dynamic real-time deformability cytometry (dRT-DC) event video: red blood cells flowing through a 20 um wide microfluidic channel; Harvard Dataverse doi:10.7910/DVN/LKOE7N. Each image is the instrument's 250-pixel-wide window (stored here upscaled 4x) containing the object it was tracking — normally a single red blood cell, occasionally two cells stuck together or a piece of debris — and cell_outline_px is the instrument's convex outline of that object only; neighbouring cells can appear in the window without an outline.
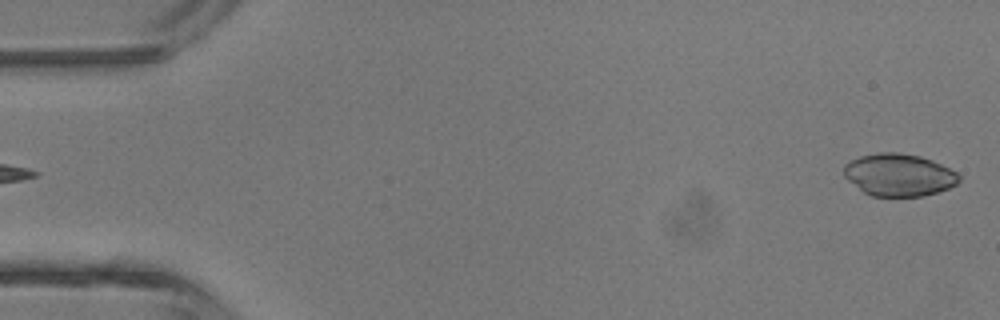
{"species": "common noctule bat (a hibernating species)", "species_latin": "Nyctalus noctula", "temperature_condition": "room temperature", "stored_images_in_passage": 4, "segment_of_instrument_passage": [2, 2], "camera_frame_rate_fps": 3000, "um_per_image_px": 0.085, "animal": {"sex": "male", "body_mass_g": 13.3}, "frame": {"image": 1, "passage_image": 4, "time_ms": 3.333, "image_size_px": [1000, 320], "cell_outline_px": [[960, 180], [956, 184], [948, 188], [924, 196], [872, 196], [864, 192], [848, 180], [844, 176], [844, 164], [848, 160], [860, 156], [880, 152], [900, 152], [920, 156], [932, 160], [956, 172], [960, 176]], "centroid_in_image_um": [76.38, 14.85], "position_along_channel_um": 8.6, "area_um2": 28.44}}